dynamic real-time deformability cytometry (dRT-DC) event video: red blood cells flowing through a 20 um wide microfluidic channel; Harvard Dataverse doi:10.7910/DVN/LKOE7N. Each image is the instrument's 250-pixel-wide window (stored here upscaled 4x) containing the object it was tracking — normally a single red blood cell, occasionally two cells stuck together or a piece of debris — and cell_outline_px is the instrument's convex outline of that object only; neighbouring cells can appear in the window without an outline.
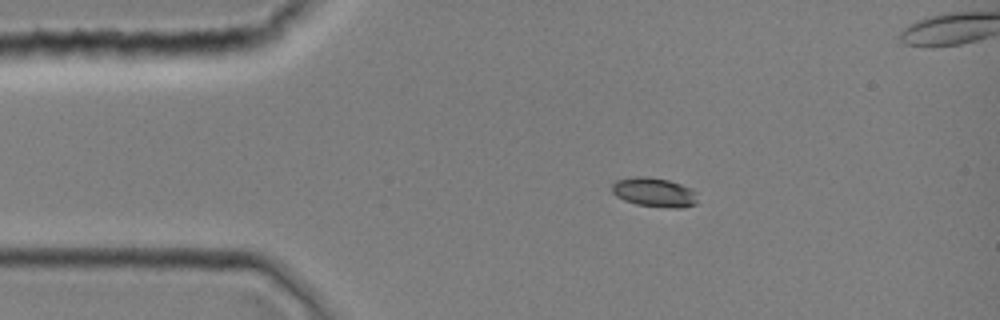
{"species": "common noctule bat (a hibernating species)", "species_latin": "Nyctalus noctula", "temperature_condition": "room temperature", "stored_images_in_passage": 1, "camera_frame_rate_fps": 3000, "um_per_image_px": 0.085, "animal": {"sex": "female", "body_mass_g": 19.0, "forearm_length_mm": 51.5}, "frame": {"image": 1, "passage_image": 1, "time_ms": 0.0, "image_size_px": [1000, 320], "cell_outline_px": [[696, 204], [680, 208], [672, 208], [636, 204], [624, 200], [616, 196], [612, 192], [612, 184], [616, 180], [636, 176], [648, 176], [668, 180], [692, 188], [696, 192]], "centroid_in_image_um": [55.6, 16.34], "position_along_channel_um": 29.4, "area_um2": 14.62}}